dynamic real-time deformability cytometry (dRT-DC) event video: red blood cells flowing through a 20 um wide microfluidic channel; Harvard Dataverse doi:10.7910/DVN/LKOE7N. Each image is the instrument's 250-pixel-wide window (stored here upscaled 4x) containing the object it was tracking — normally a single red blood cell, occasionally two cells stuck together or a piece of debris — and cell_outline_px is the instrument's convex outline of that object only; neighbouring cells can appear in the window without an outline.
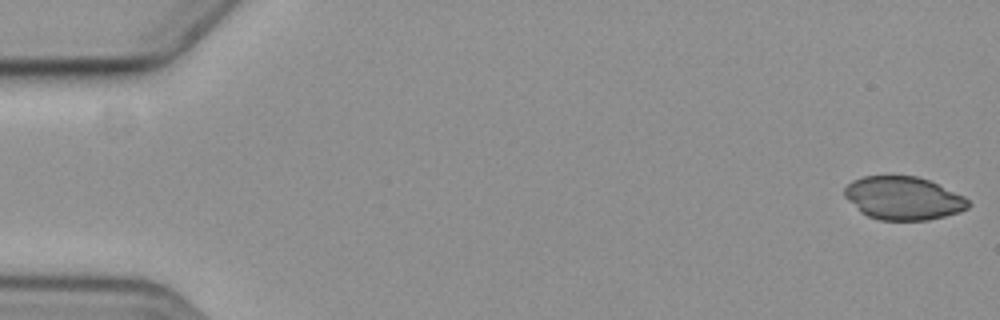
{"species": "common noctule bat (a hibernating species)", "species_latin": "Nyctalus noctula", "temperature_condition": "cold", "stored_images_in_passage": 5, "camera_frame_rate_fps": 3000, "um_per_image_px": 0.085, "animal": {"sex": "female", "body_mass_g": 19.3, "forearm_length_mm": 54.1}, "frame": {"image": 1, "passage_image": 1, "time_ms": 0.0, "image_size_px": [1000, 320], "cell_outline_px": [[972, 204], [968, 208], [944, 216], [928, 220], [880, 220], [868, 216], [860, 212], [844, 196], [844, 188], [852, 180], [864, 176], [916, 176], [928, 180], [964, 196]], "centroid_in_image_um": [76.76, 16.85], "position_along_channel_um": 8.2, "area_um2": 30.98}}